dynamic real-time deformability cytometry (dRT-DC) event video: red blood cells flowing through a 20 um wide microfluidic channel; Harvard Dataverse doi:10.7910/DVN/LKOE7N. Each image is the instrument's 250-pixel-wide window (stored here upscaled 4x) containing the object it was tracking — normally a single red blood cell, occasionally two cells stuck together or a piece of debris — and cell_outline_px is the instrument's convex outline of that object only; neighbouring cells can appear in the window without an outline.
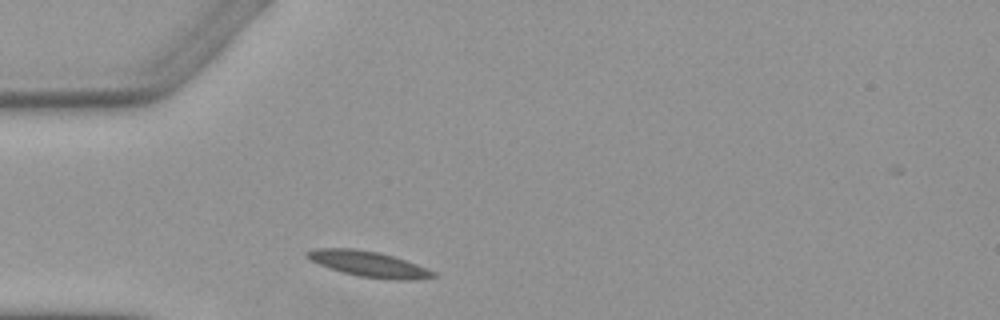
{"species": "Egyptian fruit bat (a non-hibernating species)", "species_latin": "Rousettus aegyptiacus", "temperature_condition": "warm", "stored_images_in_passage": 2, "camera_frame_rate_fps": 3000, "um_per_image_px": 0.085, "animal": {"sex": "female"}, "frame": {"image": 1, "passage_image": 2, "time_ms": 1.0, "image_size_px": [1000, 320], "cell_outline_px": [[436, 276], [412, 280], [392, 280], [360, 276], [344, 272], [320, 264], [304, 256], [304, 252], [316, 248], [352, 248], [380, 252], [416, 264], [436, 272]], "centroid_in_image_um": [31.33, 22.43], "position_along_channel_um": 53.7, "area_um2": 18.55}}